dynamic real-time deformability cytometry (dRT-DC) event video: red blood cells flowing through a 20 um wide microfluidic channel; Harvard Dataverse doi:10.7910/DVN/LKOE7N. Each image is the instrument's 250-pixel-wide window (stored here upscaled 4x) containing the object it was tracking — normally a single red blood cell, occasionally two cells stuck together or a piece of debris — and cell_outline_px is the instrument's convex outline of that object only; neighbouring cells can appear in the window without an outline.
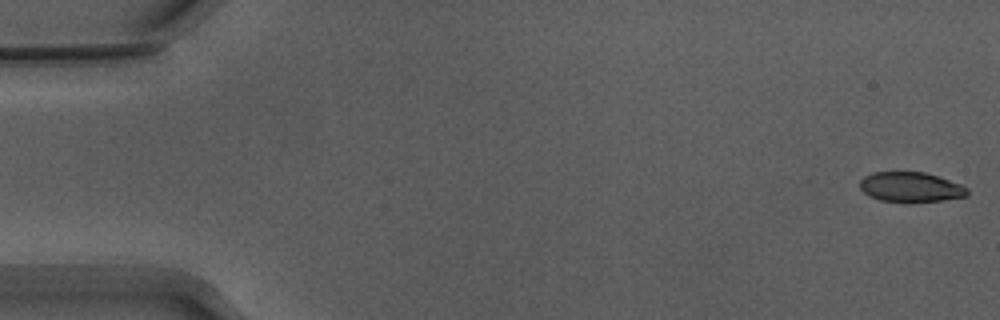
{"species": "Egyptian fruit bat (a non-hibernating species)", "species_latin": "Rousettus aegyptiacus", "temperature_condition": "warm", "stored_images_in_passage": 53, "camera_frame_rate_fps": 3000, "um_per_image_px": 0.085, "animal": {"sex": "male"}, "frame": {"image": 1, "passage_image": 1, "time_ms": 0.0, "image_size_px": [1000, 320], "cell_outline_px": [[968, 196], [944, 200], [908, 204], [880, 200], [868, 196], [860, 188], [860, 180], [864, 176], [872, 172], [924, 172], [960, 184], [968, 188]], "centroid_in_image_um": [77.39, 15.93], "position_along_channel_um": 7.6, "area_um2": 19.13}}
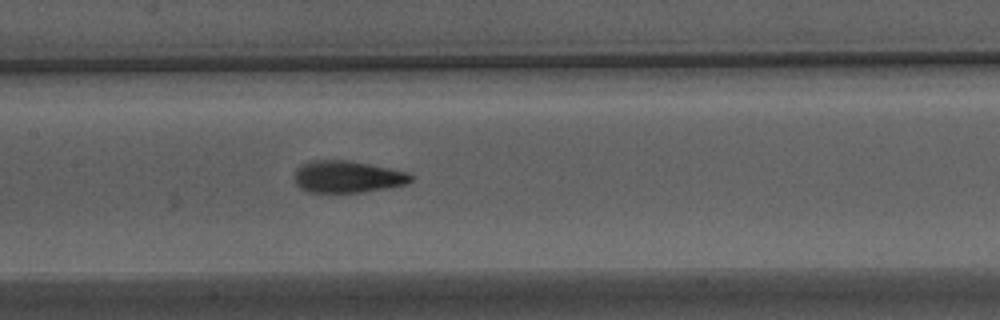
{"frame": {"image": 2, "passage_image": 26, "time_ms": 8.333, "image_size_px": [1000, 320], "cell_outline_px": [[416, 176], [412, 180], [404, 184], [388, 188], [364, 192], [332, 196], [328, 196], [308, 192], [300, 188], [292, 180], [292, 176], [304, 164], [312, 160], [344, 160], [368, 164], [408, 172]], "centroid_in_image_um": [29.49, 15.09], "position_along_channel_um": 177.9, "area_um2": 22.48}}
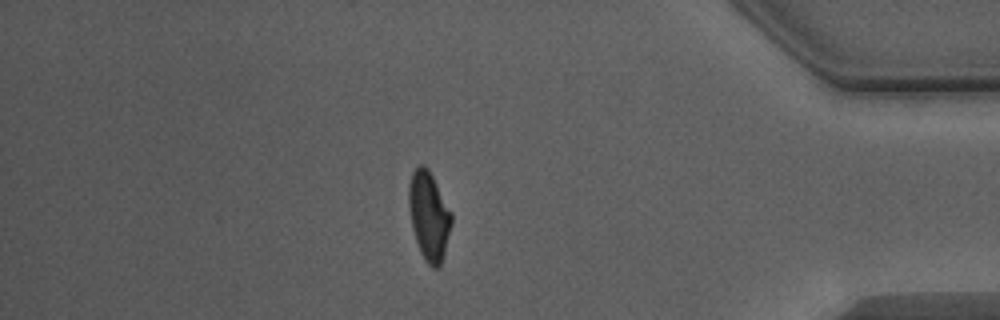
{"frame": {"image": 3, "passage_image": 46, "time_ms": 15.0, "image_size_px": [1000, 320], "cell_outline_px": [[452, 224], [444, 252], [440, 264], [436, 268], [432, 268], [424, 260], [420, 252], [412, 228], [408, 208], [408, 184], [412, 172], [420, 164], [424, 164], [428, 168], [452, 212]], "centroid_in_image_um": [36.44, 18.32], "position_along_channel_um": 398.8, "area_um2": 22.14}, "authors_computed_cell_mechanics": {"area_um2": 21.386, "velocity_mm_per_s": 3.8805, "shape_relaxation_time_tau1_ms": 4.6207, "shape_relaxation_time_tau2_ms": 1.3276, "deformation_change_tau1": 0.1851, "deformation_change_tau2": 0.0872}}